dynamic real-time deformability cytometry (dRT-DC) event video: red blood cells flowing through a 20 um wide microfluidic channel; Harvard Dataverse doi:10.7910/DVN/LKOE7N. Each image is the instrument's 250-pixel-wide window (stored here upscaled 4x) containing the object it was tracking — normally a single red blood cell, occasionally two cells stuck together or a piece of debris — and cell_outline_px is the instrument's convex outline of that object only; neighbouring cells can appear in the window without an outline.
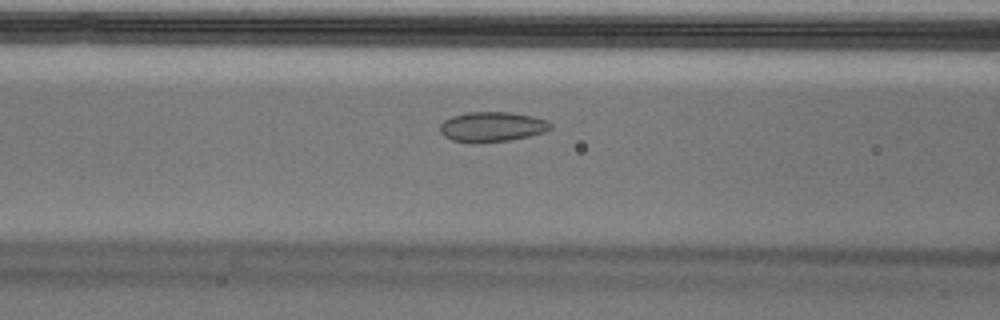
{"species": "Egyptian fruit bat (a non-hibernating species)", "species_latin": "Rousettus aegyptiacus", "temperature_condition": "cold", "stored_images_in_passage": 55, "camera_frame_rate_fps": 3000, "um_per_image_px": 0.085, "animal": {"sex": "male"}, "frame": {"image": 1, "passage_image": 22, "time_ms": 7.0, "image_size_px": [1000, 320], "cell_outline_px": [[552, 128], [544, 132], [528, 136], [508, 140], [452, 140], [444, 136], [440, 132], [440, 124], [444, 120], [452, 116], [468, 112], [512, 112], [532, 116], [548, 120], [552, 124]], "centroid_in_image_um": [41.87, 10.73], "position_along_channel_um": 124.7, "area_um2": 18.67}}
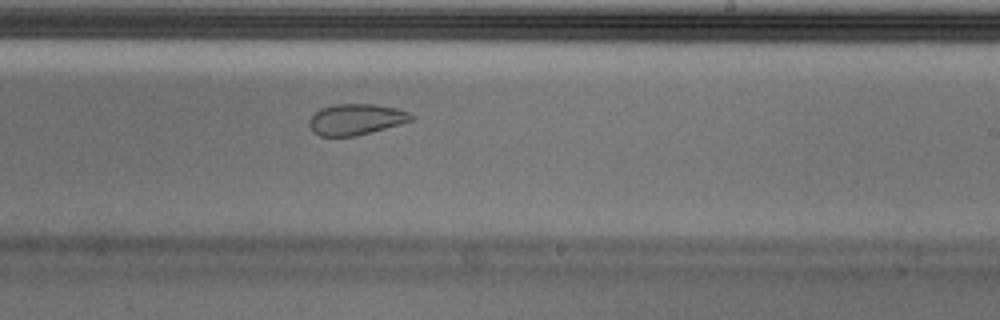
{"frame": {"image": 2, "passage_image": 33, "time_ms": 10.667, "image_size_px": [1000, 320], "cell_outline_px": [[416, 116], [412, 120], [400, 124], [372, 132], [356, 136], [320, 136], [312, 132], [308, 124], [308, 120], [320, 108], [332, 104], [376, 104], [396, 108], [408, 112]], "centroid_in_image_um": [30.24, 10.14], "position_along_channel_um": 258.8, "area_um2": 18.61}}
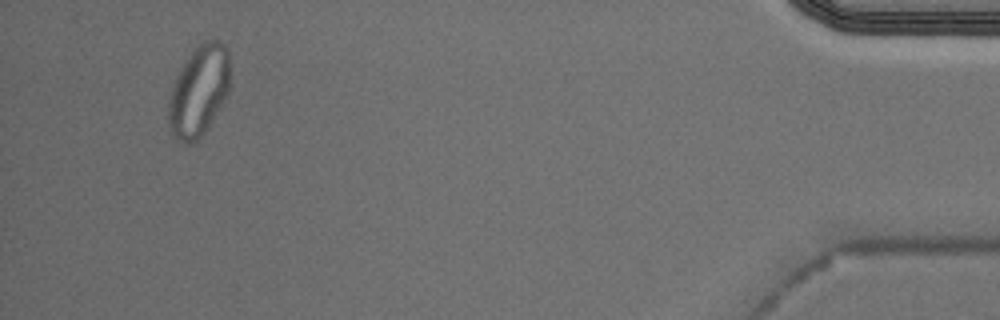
{"frame": {"image": 3, "passage_image": 52, "time_ms": 17.0, "image_size_px": [1000, 320], "cell_outline_px": [[232, 88], [208, 128], [192, 144], [188, 144], [172, 136], [168, 124], [168, 104], [172, 84], [180, 68], [188, 56], [204, 40], [220, 40], [228, 48], [232, 84]], "centroid_in_image_um": [16.94, 7.71], "position_along_channel_um": 418.3, "area_um2": 33.23}, "authors_computed_cell_mechanics": {"area_um2": 20.808, "velocity_mm_per_s": 3.6601, "shape_relaxation_time_tau1_ms": null, "shape_relaxation_time_tau2_ms": 1.356, "deformation_change_tau1": null, "deformation_change_tau2": 0.0595}}